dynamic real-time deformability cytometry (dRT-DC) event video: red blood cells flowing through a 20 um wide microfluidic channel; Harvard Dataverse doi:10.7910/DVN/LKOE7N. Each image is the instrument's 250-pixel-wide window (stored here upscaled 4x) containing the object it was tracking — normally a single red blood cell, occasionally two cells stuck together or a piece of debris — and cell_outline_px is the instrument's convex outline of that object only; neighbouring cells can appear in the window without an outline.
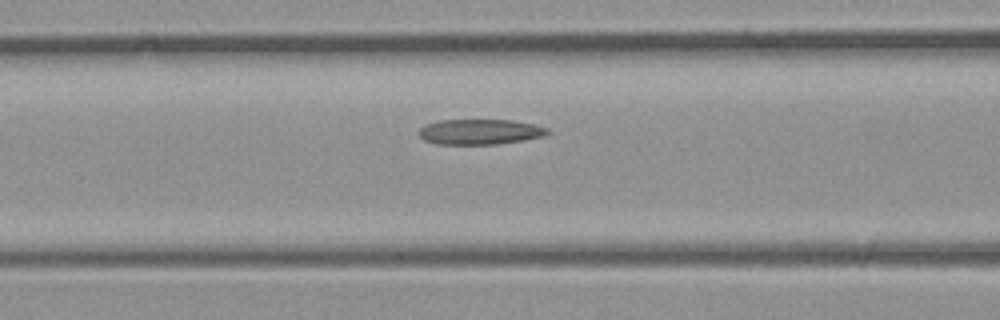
{"species": "common noctule bat (a hibernating species)", "species_latin": "Nyctalus noctula", "temperature_condition": "room temperature", "stored_images_in_passage": 3, "camera_frame_rate_fps": 3000, "um_per_image_px": 0.085, "animal": {"sex": "male", "body_mass_g": 23.1, "forearm_length_mm": 52.7}, "frame": {"image": 1, "passage_image": 3, "time_ms": 0.667, "image_size_px": [1000, 320], "cell_outline_px": [[552, 132], [540, 136], [524, 140], [496, 144], [436, 144], [424, 140], [420, 136], [420, 128], [428, 124], [440, 120], [512, 120], [536, 124], [548, 128]], "centroid_in_image_um": [40.83, 11.2], "position_along_channel_um": 125.8, "area_um2": 18.9}}